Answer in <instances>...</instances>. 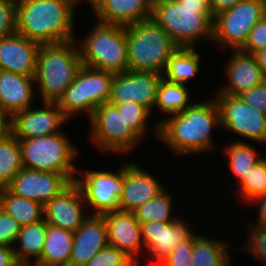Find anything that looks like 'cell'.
Instances as JSON below:
<instances>
[{"label":"cell","instance_id":"obj_1","mask_svg":"<svg viewBox=\"0 0 266 266\" xmlns=\"http://www.w3.org/2000/svg\"><path fill=\"white\" fill-rule=\"evenodd\" d=\"M221 126L220 112L215 99L192 103L179 114L156 123L159 140L180 155L211 151L214 147L212 131Z\"/></svg>","mask_w":266,"mask_h":266},{"label":"cell","instance_id":"obj_2","mask_svg":"<svg viewBox=\"0 0 266 266\" xmlns=\"http://www.w3.org/2000/svg\"><path fill=\"white\" fill-rule=\"evenodd\" d=\"M74 0H19L16 33L40 45L75 40Z\"/></svg>","mask_w":266,"mask_h":266},{"label":"cell","instance_id":"obj_3","mask_svg":"<svg viewBox=\"0 0 266 266\" xmlns=\"http://www.w3.org/2000/svg\"><path fill=\"white\" fill-rule=\"evenodd\" d=\"M152 18L179 47H194L200 38L212 41L214 17L203 0H154Z\"/></svg>","mask_w":266,"mask_h":266},{"label":"cell","instance_id":"obj_4","mask_svg":"<svg viewBox=\"0 0 266 266\" xmlns=\"http://www.w3.org/2000/svg\"><path fill=\"white\" fill-rule=\"evenodd\" d=\"M78 44L75 39L40 45L34 79L43 102H58L73 83L82 66Z\"/></svg>","mask_w":266,"mask_h":266},{"label":"cell","instance_id":"obj_5","mask_svg":"<svg viewBox=\"0 0 266 266\" xmlns=\"http://www.w3.org/2000/svg\"><path fill=\"white\" fill-rule=\"evenodd\" d=\"M128 70L163 74L179 48L153 18L126 26Z\"/></svg>","mask_w":266,"mask_h":266},{"label":"cell","instance_id":"obj_6","mask_svg":"<svg viewBox=\"0 0 266 266\" xmlns=\"http://www.w3.org/2000/svg\"><path fill=\"white\" fill-rule=\"evenodd\" d=\"M78 46L82 65L121 73L128 70L126 26L97 21Z\"/></svg>","mask_w":266,"mask_h":266},{"label":"cell","instance_id":"obj_7","mask_svg":"<svg viewBox=\"0 0 266 266\" xmlns=\"http://www.w3.org/2000/svg\"><path fill=\"white\" fill-rule=\"evenodd\" d=\"M66 135L62 131L43 137L18 139L23 168L55 172L64 175L71 183L75 182V173L78 172L73 162L79 152Z\"/></svg>","mask_w":266,"mask_h":266},{"label":"cell","instance_id":"obj_8","mask_svg":"<svg viewBox=\"0 0 266 266\" xmlns=\"http://www.w3.org/2000/svg\"><path fill=\"white\" fill-rule=\"evenodd\" d=\"M265 15L266 5L262 2L241 0L232 8L214 16L212 41L225 49L240 50L254 25Z\"/></svg>","mask_w":266,"mask_h":266},{"label":"cell","instance_id":"obj_9","mask_svg":"<svg viewBox=\"0 0 266 266\" xmlns=\"http://www.w3.org/2000/svg\"><path fill=\"white\" fill-rule=\"evenodd\" d=\"M89 121V139L102 151L124 154L132 151L141 141L125 124L118 109L109 102L98 106Z\"/></svg>","mask_w":266,"mask_h":266},{"label":"cell","instance_id":"obj_10","mask_svg":"<svg viewBox=\"0 0 266 266\" xmlns=\"http://www.w3.org/2000/svg\"><path fill=\"white\" fill-rule=\"evenodd\" d=\"M121 165L119 170L108 171H85L83 178L76 177L75 183L81 189L86 207L93 208L92 215H103L110 211L119 210L126 164ZM88 204V205H87Z\"/></svg>","mask_w":266,"mask_h":266},{"label":"cell","instance_id":"obj_11","mask_svg":"<svg viewBox=\"0 0 266 266\" xmlns=\"http://www.w3.org/2000/svg\"><path fill=\"white\" fill-rule=\"evenodd\" d=\"M221 126L254 142L266 143V115L246 104L240 96L215 95Z\"/></svg>","mask_w":266,"mask_h":266},{"label":"cell","instance_id":"obj_12","mask_svg":"<svg viewBox=\"0 0 266 266\" xmlns=\"http://www.w3.org/2000/svg\"><path fill=\"white\" fill-rule=\"evenodd\" d=\"M163 74L127 70L114 75L110 104L135 102L150 112L155 107L157 93Z\"/></svg>","mask_w":266,"mask_h":266},{"label":"cell","instance_id":"obj_13","mask_svg":"<svg viewBox=\"0 0 266 266\" xmlns=\"http://www.w3.org/2000/svg\"><path fill=\"white\" fill-rule=\"evenodd\" d=\"M68 121L57 102H43V109L31 107L11 117L12 134L18 139L43 137L60 133Z\"/></svg>","mask_w":266,"mask_h":266},{"label":"cell","instance_id":"obj_14","mask_svg":"<svg viewBox=\"0 0 266 266\" xmlns=\"http://www.w3.org/2000/svg\"><path fill=\"white\" fill-rule=\"evenodd\" d=\"M188 225L180 217L175 222L140 223L144 250L151 259L158 261L154 266H159L176 246L194 233Z\"/></svg>","mask_w":266,"mask_h":266},{"label":"cell","instance_id":"obj_15","mask_svg":"<svg viewBox=\"0 0 266 266\" xmlns=\"http://www.w3.org/2000/svg\"><path fill=\"white\" fill-rule=\"evenodd\" d=\"M70 184L62 174L22 168L7 188L17 196L45 205Z\"/></svg>","mask_w":266,"mask_h":266},{"label":"cell","instance_id":"obj_16","mask_svg":"<svg viewBox=\"0 0 266 266\" xmlns=\"http://www.w3.org/2000/svg\"><path fill=\"white\" fill-rule=\"evenodd\" d=\"M85 204L81 189L72 182L44 205V220L52 226L75 232L89 217L83 210Z\"/></svg>","mask_w":266,"mask_h":266},{"label":"cell","instance_id":"obj_17","mask_svg":"<svg viewBox=\"0 0 266 266\" xmlns=\"http://www.w3.org/2000/svg\"><path fill=\"white\" fill-rule=\"evenodd\" d=\"M103 217L107 226L109 245L121 250L139 265L140 262L136 256L142 251L144 244L140 222L136 219L134 212L110 211L103 214Z\"/></svg>","mask_w":266,"mask_h":266},{"label":"cell","instance_id":"obj_18","mask_svg":"<svg viewBox=\"0 0 266 266\" xmlns=\"http://www.w3.org/2000/svg\"><path fill=\"white\" fill-rule=\"evenodd\" d=\"M138 164L126 162L119 210L133 212L160 194L165 186Z\"/></svg>","mask_w":266,"mask_h":266},{"label":"cell","instance_id":"obj_19","mask_svg":"<svg viewBox=\"0 0 266 266\" xmlns=\"http://www.w3.org/2000/svg\"><path fill=\"white\" fill-rule=\"evenodd\" d=\"M40 44L19 33L0 39V70L35 77Z\"/></svg>","mask_w":266,"mask_h":266},{"label":"cell","instance_id":"obj_20","mask_svg":"<svg viewBox=\"0 0 266 266\" xmlns=\"http://www.w3.org/2000/svg\"><path fill=\"white\" fill-rule=\"evenodd\" d=\"M108 234L103 215H92L74 232L69 266H85L101 249L107 246Z\"/></svg>","mask_w":266,"mask_h":266},{"label":"cell","instance_id":"obj_21","mask_svg":"<svg viewBox=\"0 0 266 266\" xmlns=\"http://www.w3.org/2000/svg\"><path fill=\"white\" fill-rule=\"evenodd\" d=\"M231 53L224 67L228 81L225 87L218 90L219 93L239 96L266 80L253 54L241 50H232Z\"/></svg>","mask_w":266,"mask_h":266},{"label":"cell","instance_id":"obj_22","mask_svg":"<svg viewBox=\"0 0 266 266\" xmlns=\"http://www.w3.org/2000/svg\"><path fill=\"white\" fill-rule=\"evenodd\" d=\"M154 0H97L91 7L97 20L127 26L152 18Z\"/></svg>","mask_w":266,"mask_h":266},{"label":"cell","instance_id":"obj_23","mask_svg":"<svg viewBox=\"0 0 266 266\" xmlns=\"http://www.w3.org/2000/svg\"><path fill=\"white\" fill-rule=\"evenodd\" d=\"M34 85V77L0 70V113L12 117L32 107Z\"/></svg>","mask_w":266,"mask_h":266},{"label":"cell","instance_id":"obj_24","mask_svg":"<svg viewBox=\"0 0 266 266\" xmlns=\"http://www.w3.org/2000/svg\"><path fill=\"white\" fill-rule=\"evenodd\" d=\"M74 232L47 224L41 257L34 266H69Z\"/></svg>","mask_w":266,"mask_h":266},{"label":"cell","instance_id":"obj_25","mask_svg":"<svg viewBox=\"0 0 266 266\" xmlns=\"http://www.w3.org/2000/svg\"><path fill=\"white\" fill-rule=\"evenodd\" d=\"M63 114L69 119L78 113L87 114L90 119V96L88 89V66L82 65L73 83L57 102Z\"/></svg>","mask_w":266,"mask_h":266},{"label":"cell","instance_id":"obj_26","mask_svg":"<svg viewBox=\"0 0 266 266\" xmlns=\"http://www.w3.org/2000/svg\"><path fill=\"white\" fill-rule=\"evenodd\" d=\"M0 208L22 226L34 224L44 219V205L42 203L17 196L8 188L0 189Z\"/></svg>","mask_w":266,"mask_h":266},{"label":"cell","instance_id":"obj_27","mask_svg":"<svg viewBox=\"0 0 266 266\" xmlns=\"http://www.w3.org/2000/svg\"><path fill=\"white\" fill-rule=\"evenodd\" d=\"M47 232V223L43 219L40 222L22 226L15 244L19 243L21 248L13 246L17 262L21 266H30L28 259L33 256L36 262L42 254Z\"/></svg>","mask_w":266,"mask_h":266},{"label":"cell","instance_id":"obj_28","mask_svg":"<svg viewBox=\"0 0 266 266\" xmlns=\"http://www.w3.org/2000/svg\"><path fill=\"white\" fill-rule=\"evenodd\" d=\"M200 60L194 47H179L169 58L163 78L172 83L185 84L200 72Z\"/></svg>","mask_w":266,"mask_h":266},{"label":"cell","instance_id":"obj_29","mask_svg":"<svg viewBox=\"0 0 266 266\" xmlns=\"http://www.w3.org/2000/svg\"><path fill=\"white\" fill-rule=\"evenodd\" d=\"M225 241L194 234L192 266H231Z\"/></svg>","mask_w":266,"mask_h":266},{"label":"cell","instance_id":"obj_30","mask_svg":"<svg viewBox=\"0 0 266 266\" xmlns=\"http://www.w3.org/2000/svg\"><path fill=\"white\" fill-rule=\"evenodd\" d=\"M185 84L172 83L162 78L158 87L156 107L170 116L179 114L192 103Z\"/></svg>","mask_w":266,"mask_h":266},{"label":"cell","instance_id":"obj_31","mask_svg":"<svg viewBox=\"0 0 266 266\" xmlns=\"http://www.w3.org/2000/svg\"><path fill=\"white\" fill-rule=\"evenodd\" d=\"M226 156L228 157L229 168L238 184L248 174L250 169L262 158L257 156V150L252 145L246 142L235 141L231 142L225 148Z\"/></svg>","mask_w":266,"mask_h":266},{"label":"cell","instance_id":"obj_32","mask_svg":"<svg viewBox=\"0 0 266 266\" xmlns=\"http://www.w3.org/2000/svg\"><path fill=\"white\" fill-rule=\"evenodd\" d=\"M22 168L19 140L11 134L0 143V189L7 188Z\"/></svg>","mask_w":266,"mask_h":266},{"label":"cell","instance_id":"obj_33","mask_svg":"<svg viewBox=\"0 0 266 266\" xmlns=\"http://www.w3.org/2000/svg\"><path fill=\"white\" fill-rule=\"evenodd\" d=\"M172 196L164 189L156 197L134 210V215L140 223L159 221L175 222L179 218L170 216L172 210Z\"/></svg>","mask_w":266,"mask_h":266},{"label":"cell","instance_id":"obj_34","mask_svg":"<svg viewBox=\"0 0 266 266\" xmlns=\"http://www.w3.org/2000/svg\"><path fill=\"white\" fill-rule=\"evenodd\" d=\"M115 73L88 67V89L90 96V118L96 108L109 102Z\"/></svg>","mask_w":266,"mask_h":266},{"label":"cell","instance_id":"obj_35","mask_svg":"<svg viewBox=\"0 0 266 266\" xmlns=\"http://www.w3.org/2000/svg\"><path fill=\"white\" fill-rule=\"evenodd\" d=\"M238 196L244 202L266 193V158L258 161L238 185Z\"/></svg>","mask_w":266,"mask_h":266},{"label":"cell","instance_id":"obj_36","mask_svg":"<svg viewBox=\"0 0 266 266\" xmlns=\"http://www.w3.org/2000/svg\"><path fill=\"white\" fill-rule=\"evenodd\" d=\"M114 105L124 119L125 124L131 129V131L141 140L146 134L147 119L149 118L150 111L143 105L135 102H127ZM147 123V124H146ZM144 135V136H143Z\"/></svg>","mask_w":266,"mask_h":266},{"label":"cell","instance_id":"obj_37","mask_svg":"<svg viewBox=\"0 0 266 266\" xmlns=\"http://www.w3.org/2000/svg\"><path fill=\"white\" fill-rule=\"evenodd\" d=\"M85 266H138L124 252L107 245L90 259Z\"/></svg>","mask_w":266,"mask_h":266},{"label":"cell","instance_id":"obj_38","mask_svg":"<svg viewBox=\"0 0 266 266\" xmlns=\"http://www.w3.org/2000/svg\"><path fill=\"white\" fill-rule=\"evenodd\" d=\"M194 233L176 246L159 266H192Z\"/></svg>","mask_w":266,"mask_h":266},{"label":"cell","instance_id":"obj_39","mask_svg":"<svg viewBox=\"0 0 266 266\" xmlns=\"http://www.w3.org/2000/svg\"><path fill=\"white\" fill-rule=\"evenodd\" d=\"M249 238L247 239V247H245L248 253L260 262L263 265H266V229L252 226L249 224Z\"/></svg>","mask_w":266,"mask_h":266},{"label":"cell","instance_id":"obj_40","mask_svg":"<svg viewBox=\"0 0 266 266\" xmlns=\"http://www.w3.org/2000/svg\"><path fill=\"white\" fill-rule=\"evenodd\" d=\"M22 225L0 208V245L13 248Z\"/></svg>","mask_w":266,"mask_h":266},{"label":"cell","instance_id":"obj_41","mask_svg":"<svg viewBox=\"0 0 266 266\" xmlns=\"http://www.w3.org/2000/svg\"><path fill=\"white\" fill-rule=\"evenodd\" d=\"M16 32V2L0 0V39Z\"/></svg>","mask_w":266,"mask_h":266},{"label":"cell","instance_id":"obj_42","mask_svg":"<svg viewBox=\"0 0 266 266\" xmlns=\"http://www.w3.org/2000/svg\"><path fill=\"white\" fill-rule=\"evenodd\" d=\"M266 48V15L259 20L249 33L246 43L240 49L242 52L254 54Z\"/></svg>","mask_w":266,"mask_h":266},{"label":"cell","instance_id":"obj_43","mask_svg":"<svg viewBox=\"0 0 266 266\" xmlns=\"http://www.w3.org/2000/svg\"><path fill=\"white\" fill-rule=\"evenodd\" d=\"M239 96L246 104L266 115V80Z\"/></svg>","mask_w":266,"mask_h":266},{"label":"cell","instance_id":"obj_44","mask_svg":"<svg viewBox=\"0 0 266 266\" xmlns=\"http://www.w3.org/2000/svg\"><path fill=\"white\" fill-rule=\"evenodd\" d=\"M253 203L259 205V215L257 214L256 224L254 223L252 226L266 229V193L254 198L249 204Z\"/></svg>","mask_w":266,"mask_h":266},{"label":"cell","instance_id":"obj_45","mask_svg":"<svg viewBox=\"0 0 266 266\" xmlns=\"http://www.w3.org/2000/svg\"><path fill=\"white\" fill-rule=\"evenodd\" d=\"M0 266H21L16 260L13 248L0 245Z\"/></svg>","mask_w":266,"mask_h":266},{"label":"cell","instance_id":"obj_46","mask_svg":"<svg viewBox=\"0 0 266 266\" xmlns=\"http://www.w3.org/2000/svg\"><path fill=\"white\" fill-rule=\"evenodd\" d=\"M239 1L241 0H211L209 6L213 17L220 12L232 8Z\"/></svg>","mask_w":266,"mask_h":266},{"label":"cell","instance_id":"obj_47","mask_svg":"<svg viewBox=\"0 0 266 266\" xmlns=\"http://www.w3.org/2000/svg\"><path fill=\"white\" fill-rule=\"evenodd\" d=\"M12 134L11 116L0 113V143Z\"/></svg>","mask_w":266,"mask_h":266},{"label":"cell","instance_id":"obj_48","mask_svg":"<svg viewBox=\"0 0 266 266\" xmlns=\"http://www.w3.org/2000/svg\"><path fill=\"white\" fill-rule=\"evenodd\" d=\"M253 55L266 78V48L255 52Z\"/></svg>","mask_w":266,"mask_h":266},{"label":"cell","instance_id":"obj_49","mask_svg":"<svg viewBox=\"0 0 266 266\" xmlns=\"http://www.w3.org/2000/svg\"><path fill=\"white\" fill-rule=\"evenodd\" d=\"M80 0H74L75 4L79 3ZM87 2L91 5V7L97 2V0H87Z\"/></svg>","mask_w":266,"mask_h":266},{"label":"cell","instance_id":"obj_50","mask_svg":"<svg viewBox=\"0 0 266 266\" xmlns=\"http://www.w3.org/2000/svg\"><path fill=\"white\" fill-rule=\"evenodd\" d=\"M253 1H259L266 5V0H253Z\"/></svg>","mask_w":266,"mask_h":266},{"label":"cell","instance_id":"obj_51","mask_svg":"<svg viewBox=\"0 0 266 266\" xmlns=\"http://www.w3.org/2000/svg\"><path fill=\"white\" fill-rule=\"evenodd\" d=\"M203 1H205L208 5H210L211 0H203Z\"/></svg>","mask_w":266,"mask_h":266}]
</instances>
